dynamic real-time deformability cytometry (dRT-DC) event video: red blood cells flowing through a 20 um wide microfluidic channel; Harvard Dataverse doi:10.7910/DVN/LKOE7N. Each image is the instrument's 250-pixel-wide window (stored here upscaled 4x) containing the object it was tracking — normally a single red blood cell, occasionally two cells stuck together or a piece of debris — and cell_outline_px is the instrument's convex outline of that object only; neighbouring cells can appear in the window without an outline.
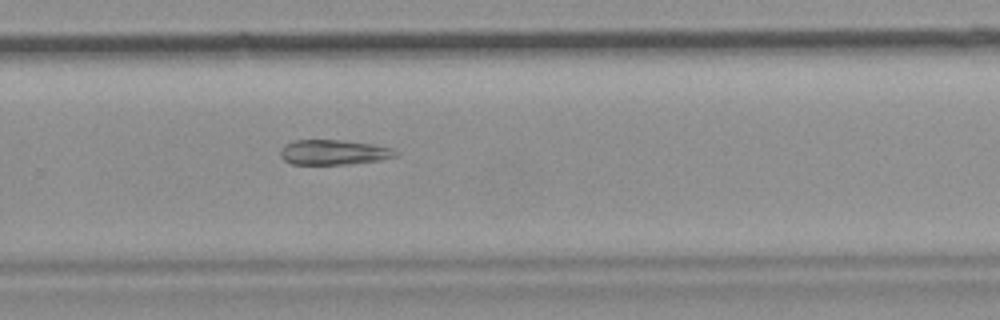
{"species": "common noctule bat (a hibernating species)", "species_latin": "Nyctalus noctula", "temperature_condition": "room temperature", "stored_images_in_passage": 54, "segment_of_instrument_passage": [2, 2], "camera_frame_rate_fps": 3000, "um_per_image_px": 0.085, "animal": {"sex": "female", "body_mass_g": 19.9}, "frame": {"image": 1, "passage_image": 36, "time_ms": 11.667, "image_size_px": [1000, 320], "cell_outline_px": [[396, 156], [380, 160], [348, 164], [292, 164], [284, 160], [280, 156], [280, 148], [284, 144], [296, 140], [340, 140], [372, 144], [392, 148], [396, 152]], "centroid_in_image_um": [28.31, 12.94], "position_along_channel_um": 301.5, "area_um2": 16.7}}
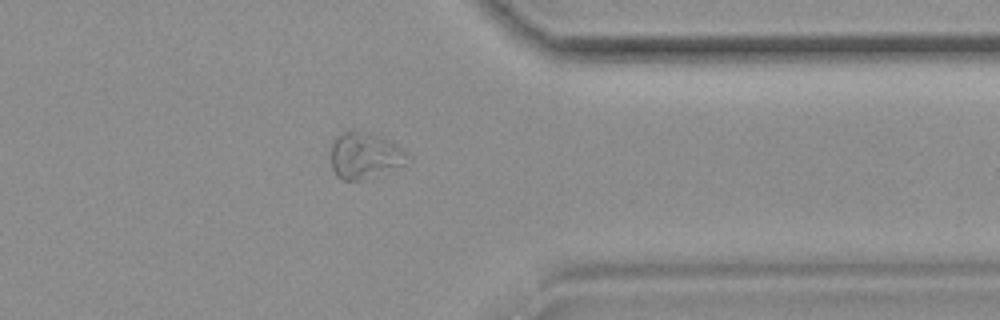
{"frame": {"image": 2, "passage_image": 43, "time_ms": 14.0, "image_size_px": [1000, 320], "cell_outline_px": [[404, 164], [360, 180], [340, 180], [336, 176], [332, 168], [332, 140], [336, 136], [352, 128], [384, 136], [392, 140], [404, 148]], "centroid_in_image_um": [30.94, 13.16], "position_along_channel_um": 380.5, "area_um2": 20.58}}
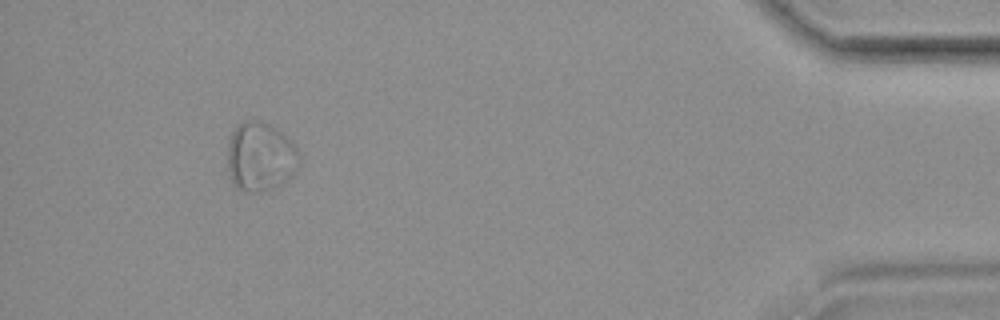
{"frame": {"image": 3, "passage_image": 50, "time_ms": 16.333, "image_size_px": [1000, 320], "cell_outline_px": [[300, 164], [296, 172], [284, 184], [260, 192], [248, 192], [236, 188], [232, 184], [228, 168], [228, 140], [236, 124], [244, 120], [260, 120], [284, 132], [292, 140], [300, 156]], "centroid_in_image_um": [22.15, 13.32], "position_along_channel_um": 413.0, "area_um2": 29.65}}